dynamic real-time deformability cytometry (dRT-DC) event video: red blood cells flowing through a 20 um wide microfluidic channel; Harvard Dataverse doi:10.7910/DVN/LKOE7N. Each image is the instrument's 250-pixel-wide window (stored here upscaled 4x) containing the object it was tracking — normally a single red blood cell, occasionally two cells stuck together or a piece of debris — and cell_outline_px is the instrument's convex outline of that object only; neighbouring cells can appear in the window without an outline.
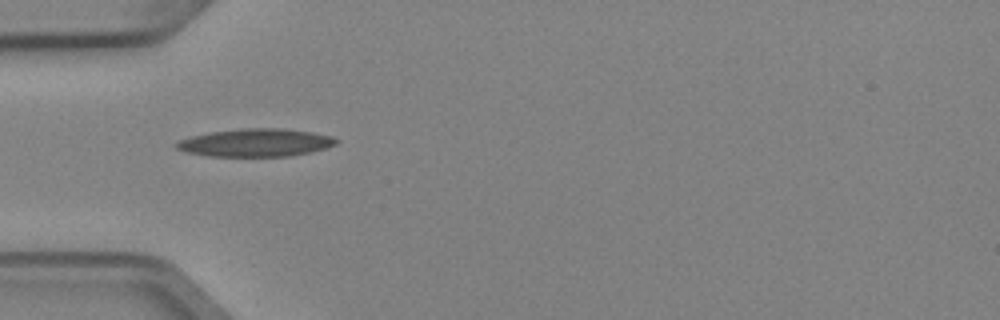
{"species": "Egyptian fruit bat (a non-hibernating species)", "species_latin": "Rousettus aegyptiacus", "temperature_condition": "cold", "stored_images_in_passage": 7, "camera_frame_rate_fps": 3000, "um_per_image_px": 0.085, "animal": {"sex": "female"}, "frame": {"image": 1, "passage_image": 4, "time_ms": 1.0, "image_size_px": [1000, 320], "cell_outline_px": [[340, 140], [336, 144], [324, 148], [308, 152], [288, 156], [208, 156], [188, 152], [176, 148], [176, 144], [180, 140], [192, 136], [208, 132], [240, 128], [284, 128], [312, 132], [332, 136]], "centroid_in_image_um": [21.75, 12.11], "position_along_channel_um": 63.3, "area_um2": 25.84}}
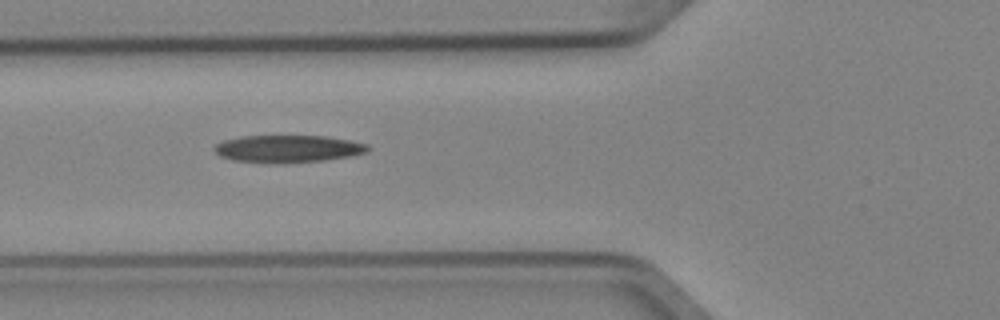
{"frame": {"image": 2, "passage_image": 5, "time_ms": 1.333, "image_size_px": [1000, 320], "cell_outline_px": [[372, 148], [368, 152], [352, 156], [324, 160], [232, 160], [220, 156], [212, 148], [216, 144], [224, 140], [240, 136], [328, 136], [368, 144]], "centroid_in_image_um": [24.54, 12.59], "position_along_channel_um": 101.3, "area_um2": 23.41}}
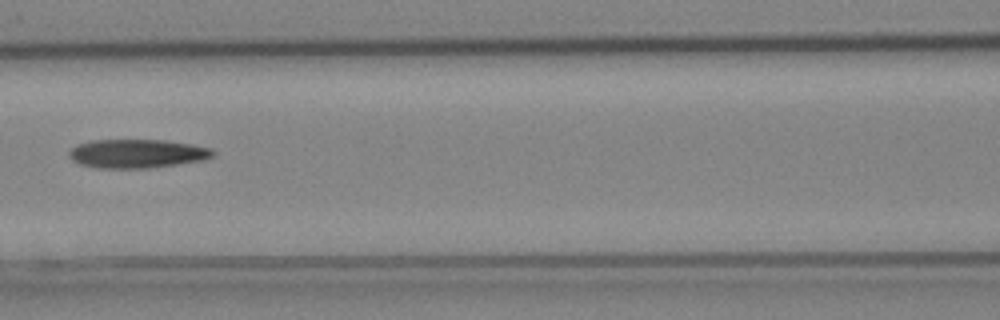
{"frame": {"image": 3, "passage_image": 6, "time_ms": 1.667, "image_size_px": [1000, 320], "cell_outline_px": [[216, 152], [212, 156], [204, 160], [148, 168], [100, 168], [80, 164], [72, 160], [68, 156], [68, 152], [76, 144], [92, 140], [164, 140], [192, 144], [212, 148]], "centroid_in_image_um": [11.64, 13.05], "position_along_channel_um": 155.0, "area_um2": 24.16}}